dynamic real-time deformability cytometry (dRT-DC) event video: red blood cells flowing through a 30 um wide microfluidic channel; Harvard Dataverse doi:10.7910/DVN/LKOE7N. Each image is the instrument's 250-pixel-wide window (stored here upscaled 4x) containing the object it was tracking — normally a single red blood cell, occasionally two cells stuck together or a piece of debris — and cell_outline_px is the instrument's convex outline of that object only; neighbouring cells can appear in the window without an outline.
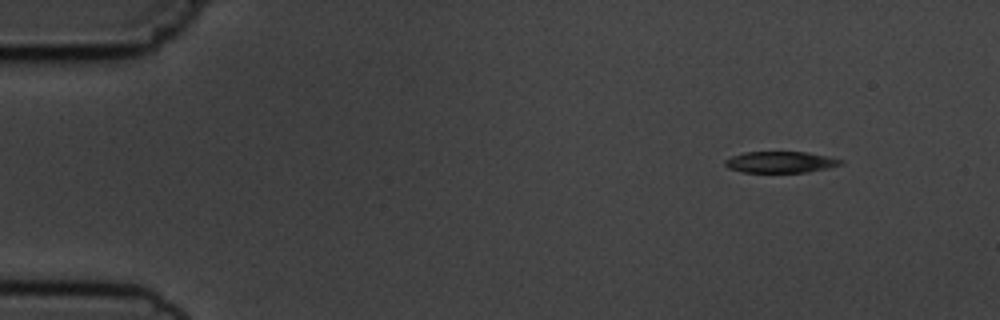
{"species": "common noctule bat (a hibernating species)", "species_latin": "Nyctalus noctula", "temperature_condition": "cold", "stored_images_in_passage": 4, "camera_frame_rate_fps": 3000, "um_per_image_px": 0.085, "animal": {"sex": "male", "body_mass_g": 19.5, "forearm_length_mm": 54.6}, "frame": {"image": 1, "passage_image": 1, "time_ms": 0.0, "image_size_px": [1000, 320], "cell_outline_px": [[844, 164], [828, 168], [808, 172], [744, 172], [728, 168], [724, 164], [724, 160], [732, 156], [744, 152], [808, 152], [844, 160]], "centroid_in_image_um": [66.36, 13.78], "position_along_channel_um": 18.6, "area_um2": 14.39}}
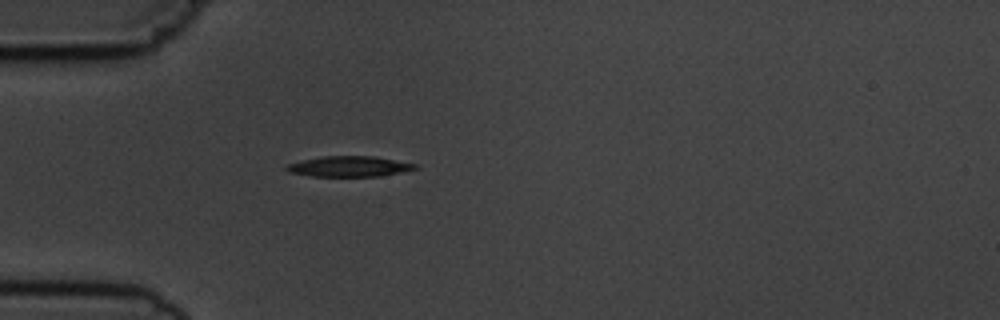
{"frame": {"image": 2, "passage_image": 4, "time_ms": 3.333, "image_size_px": [1000, 320], "cell_outline_px": [[420, 168], [380, 176], [312, 176], [288, 172], [284, 168], [288, 164], [304, 160], [324, 156], [376, 156], [416, 164]], "centroid_in_image_um": [29.7, 14.14], "position_along_channel_um": 55.3, "area_um2": 15.26}}